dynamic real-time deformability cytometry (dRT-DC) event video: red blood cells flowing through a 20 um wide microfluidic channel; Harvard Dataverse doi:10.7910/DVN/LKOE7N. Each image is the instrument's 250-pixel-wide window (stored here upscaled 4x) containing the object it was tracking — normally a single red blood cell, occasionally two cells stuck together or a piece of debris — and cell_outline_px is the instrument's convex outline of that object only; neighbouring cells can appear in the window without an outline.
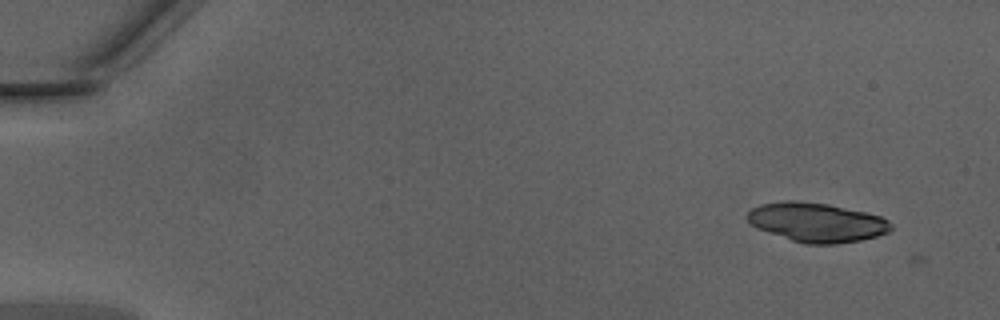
{"species": "Egyptian fruit bat (a non-hibernating species)", "species_latin": "Rousettus aegyptiacus", "temperature_condition": "warm", "stored_images_in_passage": 5, "camera_frame_rate_fps": 3000, "um_per_image_px": 0.085, "animal": {"sex": "male"}, "frame": {"image": 1, "passage_image": 3, "time_ms": 0.667, "image_size_px": [1000, 320], "cell_outline_px": [[892, 228], [888, 232], [876, 236], [860, 240], [836, 244], [804, 244], [756, 228], [748, 220], [748, 212], [752, 208], [760, 204], [784, 200], [796, 200], [828, 204], [864, 212], [880, 216], [888, 220], [892, 224]], "centroid_in_image_um": [69.41, 18.89], "position_along_channel_um": 15.6, "area_um2": 32.71}}